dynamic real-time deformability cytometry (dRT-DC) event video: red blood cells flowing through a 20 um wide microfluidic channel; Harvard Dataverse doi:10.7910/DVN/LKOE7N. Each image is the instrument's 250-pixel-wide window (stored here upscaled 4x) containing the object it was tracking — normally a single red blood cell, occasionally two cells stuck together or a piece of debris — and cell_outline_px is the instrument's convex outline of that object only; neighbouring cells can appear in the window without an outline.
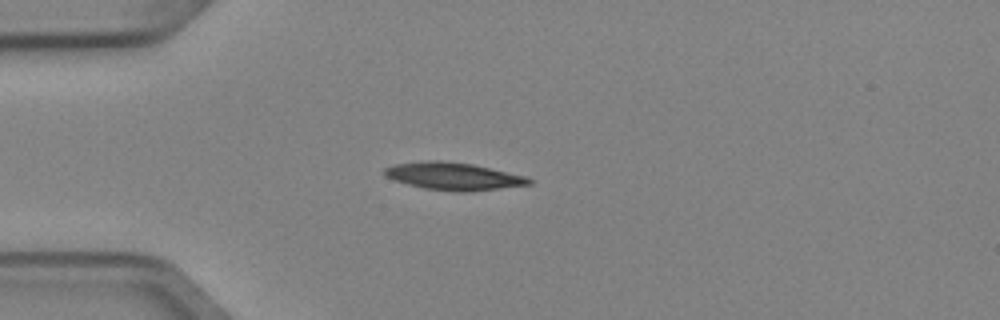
{"species": "Egyptian fruit bat (a non-hibernating species)", "species_latin": "Rousettus aegyptiacus", "temperature_condition": "cold", "stored_images_in_passage": 2, "camera_frame_rate_fps": 3000, "um_per_image_px": 0.085, "animal": {"sex": "female"}, "frame": {"image": 1, "passage_image": 1, "time_ms": 0.0, "image_size_px": [1000, 320], "cell_outline_px": [[532, 184], [500, 188], [460, 192], [424, 188], [408, 184], [384, 176], [384, 168], [392, 164], [428, 160], [440, 160], [472, 164], [524, 176], [532, 180]], "centroid_in_image_um": [38.49, 14.97], "position_along_channel_um": 46.5, "area_um2": 22.83}}